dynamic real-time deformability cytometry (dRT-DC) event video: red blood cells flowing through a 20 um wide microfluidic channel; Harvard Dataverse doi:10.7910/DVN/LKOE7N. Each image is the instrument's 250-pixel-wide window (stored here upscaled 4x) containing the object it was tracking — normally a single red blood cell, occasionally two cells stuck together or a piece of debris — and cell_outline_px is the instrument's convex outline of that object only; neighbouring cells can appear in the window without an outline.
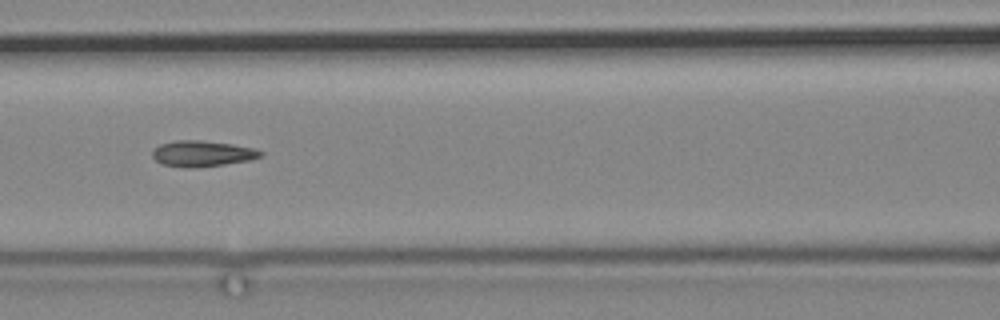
{"species": "common noctule bat (a hibernating species)", "species_latin": "Nyctalus noctula", "temperature_condition": "cold", "stored_images_in_passage": 15, "camera_frame_rate_fps": 3000, "um_per_image_px": 0.085, "animal": {"sex": "male", "body_mass_g": 19.2, "forearm_length_mm": 51.8}, "frame": {"image": 1, "passage_image": 11, "time_ms": 12.667, "image_size_px": [1000, 320], "cell_outline_px": [[264, 156], [248, 160], [224, 164], [188, 168], [160, 164], [152, 156], [152, 148], [160, 144], [176, 140], [200, 140], [232, 144], [256, 148], [264, 152]], "centroid_in_image_um": [17.18, 13.04], "position_along_channel_um": 149.4, "area_um2": 16.42}}
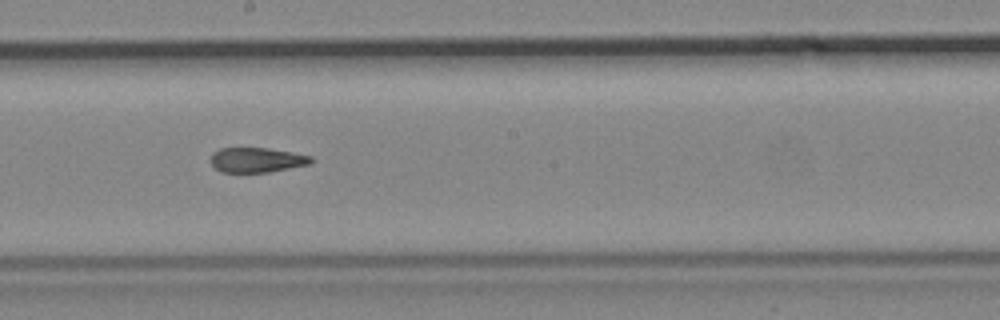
{"frame": {"image": 2, "passage_image": 13, "time_ms": 15.0, "image_size_px": [1000, 320], "cell_outline_px": [[312, 164], [268, 172], [220, 172], [212, 164], [212, 152], [220, 148], [268, 148], [292, 152], [312, 156]], "centroid_in_image_um": [21.85, 13.59], "position_along_channel_um": 226.4, "area_um2": 14.51}}
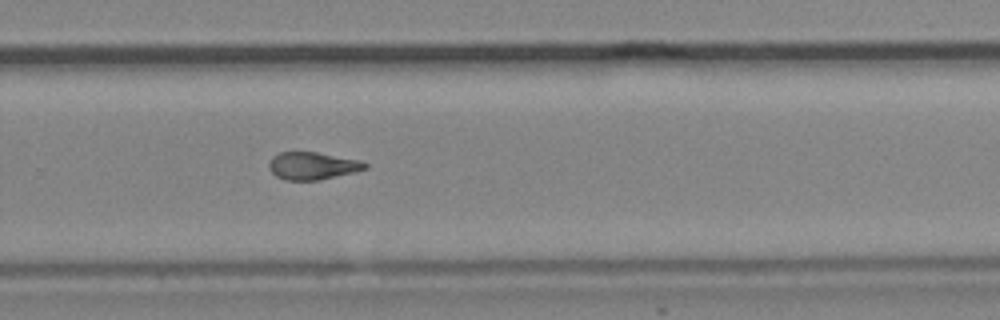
{"frame": {"image": 3, "passage_image": 15, "time_ms": 17.333, "image_size_px": [1000, 320], "cell_outline_px": [[368, 168], [352, 172], [316, 180], [284, 180], [276, 176], [268, 168], [268, 160], [272, 156], [280, 152], [316, 152], [360, 160], [368, 164]], "centroid_in_image_um": [26.51, 14.08], "position_along_channel_um": 303.3, "area_um2": 15.32}}